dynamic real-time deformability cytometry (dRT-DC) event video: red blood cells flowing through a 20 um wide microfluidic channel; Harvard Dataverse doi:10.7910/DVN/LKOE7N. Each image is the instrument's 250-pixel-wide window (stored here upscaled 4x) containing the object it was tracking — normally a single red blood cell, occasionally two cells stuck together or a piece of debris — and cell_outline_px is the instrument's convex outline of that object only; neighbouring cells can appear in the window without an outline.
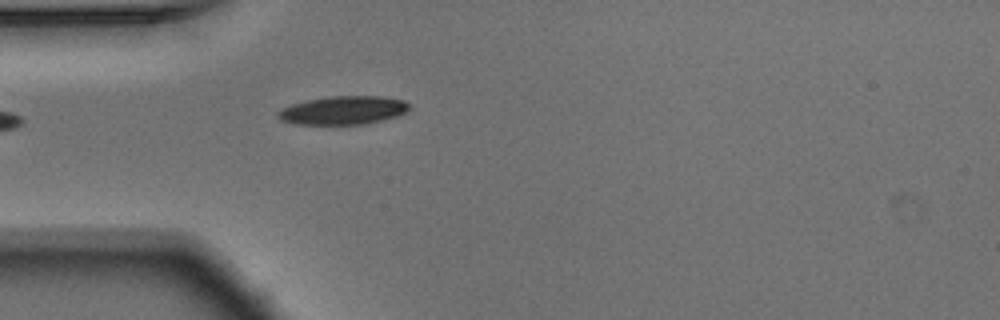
{"species": "Egyptian fruit bat (a non-hibernating species)", "species_latin": "Rousettus aegyptiacus", "temperature_condition": "warm", "stored_images_in_passage": 9, "camera_frame_rate_fps": 3000, "um_per_image_px": 0.085, "animal": {"sex": "male"}, "frame": {"image": 1, "passage_image": 1, "time_ms": 0.0, "image_size_px": [1000, 320], "cell_outline_px": [[412, 108], [396, 116], [384, 120], [364, 124], [292, 124], [280, 120], [276, 116], [276, 112], [292, 104], [308, 100], [328, 96], [380, 96], [404, 100]], "centroid_in_image_um": [29.16, 9.38], "position_along_channel_um": 55.8, "area_um2": 21.79}}
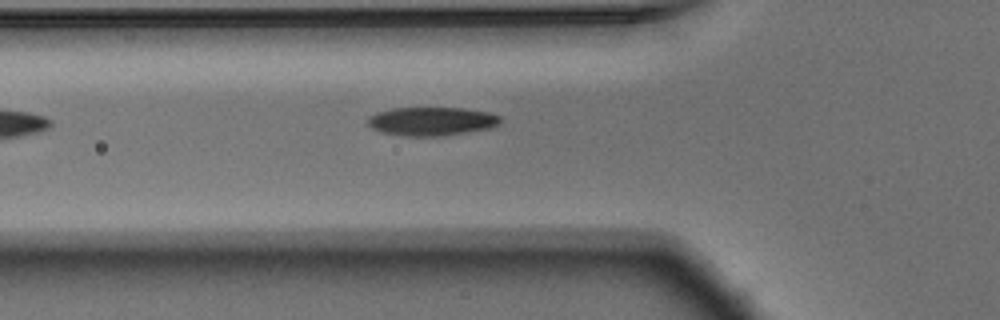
{"frame": {"image": 2, "passage_image": 4, "time_ms": 1.0, "image_size_px": [1000, 320], "cell_outline_px": [[500, 120], [496, 124], [488, 128], [444, 136], [404, 136], [380, 132], [372, 128], [368, 124], [368, 116], [376, 112], [392, 108], [464, 108], [488, 112], [500, 116]], "centroid_in_image_um": [36.63, 10.31], "position_along_channel_um": 89.2, "area_um2": 22.02}}